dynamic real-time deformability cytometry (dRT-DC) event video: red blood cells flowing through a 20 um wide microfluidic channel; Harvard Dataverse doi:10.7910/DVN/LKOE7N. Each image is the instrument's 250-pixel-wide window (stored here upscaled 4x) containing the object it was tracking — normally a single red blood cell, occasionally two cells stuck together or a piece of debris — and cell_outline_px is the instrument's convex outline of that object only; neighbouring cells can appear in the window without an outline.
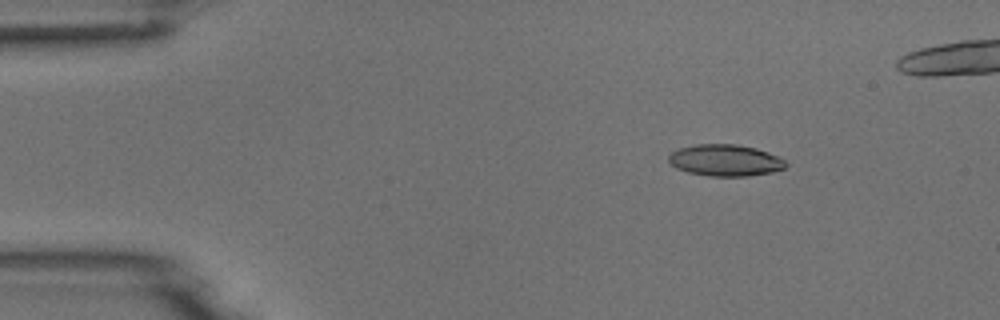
{"species": "common noctule bat (a hibernating species)", "species_latin": "Nyctalus noctula", "temperature_condition": "room temperature", "stored_images_in_passage": 5, "camera_frame_rate_fps": 3000, "um_per_image_px": 0.085, "animal": {"sex": "male", "body_mass_g": 18.8}, "frame": {"image": 1, "passage_image": 2, "time_ms": 2.0, "image_size_px": [1000, 320], "cell_outline_px": [[788, 164], [784, 168], [772, 172], [748, 176], [708, 176], [688, 172], [676, 168], [668, 160], [668, 156], [672, 152], [680, 148], [696, 144], [736, 144], [756, 148], [768, 152], [784, 160]], "centroid_in_image_um": [61.64, 13.63], "position_along_channel_um": 23.4, "area_um2": 21.5}}